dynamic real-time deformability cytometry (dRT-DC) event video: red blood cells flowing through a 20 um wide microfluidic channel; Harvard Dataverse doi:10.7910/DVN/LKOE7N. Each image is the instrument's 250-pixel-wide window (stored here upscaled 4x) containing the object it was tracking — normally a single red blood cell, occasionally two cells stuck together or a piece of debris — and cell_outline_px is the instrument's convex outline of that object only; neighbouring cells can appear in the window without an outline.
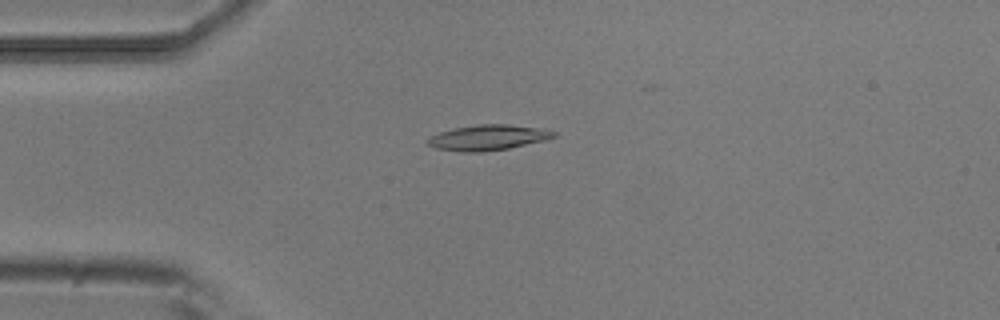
{"species": "common noctule bat (a hibernating species)", "species_latin": "Nyctalus noctula", "temperature_condition": "room temperature", "stored_images_in_passage": 5, "camera_frame_rate_fps": 3000, "um_per_image_px": 0.085, "animal": {"sex": "male", "body_mass_g": 20.5, "forearm_length_mm": 52.5}, "frame": {"image": 1, "passage_image": 2, "time_ms": 0.333, "image_size_px": [1000, 320], "cell_outline_px": [[556, 136], [544, 140], [508, 148], [480, 152], [460, 152], [436, 148], [428, 144], [424, 140], [440, 132], [452, 128], [480, 124], [508, 124], [544, 128], [556, 132]], "centroid_in_image_um": [41.47, 11.68], "position_along_channel_um": 43.5, "area_um2": 18.67}}
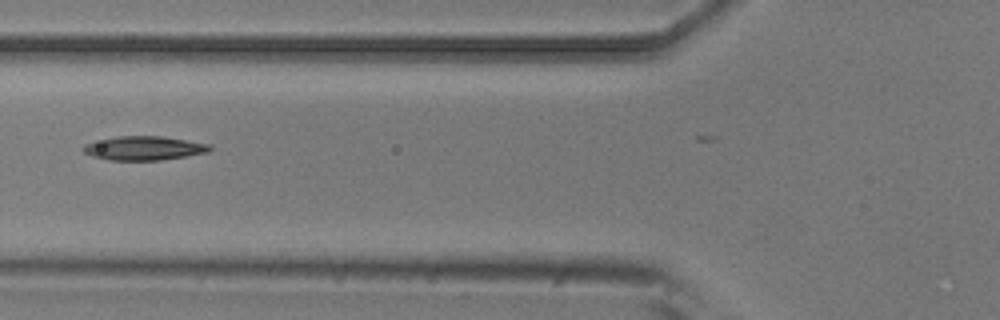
{"frame": {"image": 2, "passage_image": 4, "time_ms": 1.0, "image_size_px": [1000, 320], "cell_outline_px": [[212, 148], [208, 152], [160, 160], [108, 160], [92, 156], [84, 152], [80, 148], [84, 144], [120, 136], [164, 136], [212, 144]], "centroid_in_image_um": [12.26, 12.59], "position_along_channel_um": 113.5, "area_um2": 17.63}}